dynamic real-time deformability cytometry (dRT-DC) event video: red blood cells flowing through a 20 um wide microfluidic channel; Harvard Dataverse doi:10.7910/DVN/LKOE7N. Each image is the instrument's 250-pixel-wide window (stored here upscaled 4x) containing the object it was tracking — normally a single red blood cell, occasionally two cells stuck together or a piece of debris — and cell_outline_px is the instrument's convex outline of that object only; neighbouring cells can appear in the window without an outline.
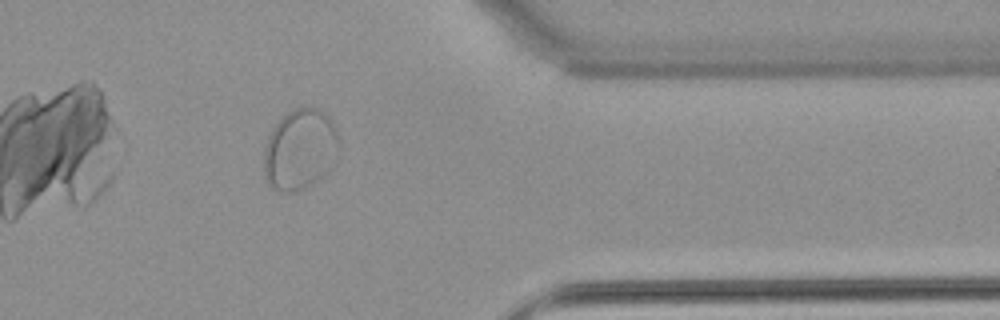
{"species": "common noctule bat (a hibernating species)", "species_latin": "Nyctalus noctula", "temperature_condition": "warm", "stored_images_in_passage": 35, "camera_frame_rate_fps": 3000, "um_per_image_px": 0.085, "animal": {"sex": "female", "body_mass_g": 22.7, "forearm_length_mm": 54.2}, "frame": {"image": 1, "passage_image": 30, "time_ms": 9.667, "image_size_px": [1000, 320], "cell_outline_px": [[340, 148], [332, 168], [320, 180], [308, 188], [288, 192], [284, 192], [268, 188], [264, 172], [264, 148], [268, 136], [272, 128], [292, 108], [300, 104], [316, 108], [324, 112], [332, 120], [340, 136]], "centroid_in_image_um": [25.53, 12.71], "position_along_channel_um": 385.9, "area_um2": 36.53}}